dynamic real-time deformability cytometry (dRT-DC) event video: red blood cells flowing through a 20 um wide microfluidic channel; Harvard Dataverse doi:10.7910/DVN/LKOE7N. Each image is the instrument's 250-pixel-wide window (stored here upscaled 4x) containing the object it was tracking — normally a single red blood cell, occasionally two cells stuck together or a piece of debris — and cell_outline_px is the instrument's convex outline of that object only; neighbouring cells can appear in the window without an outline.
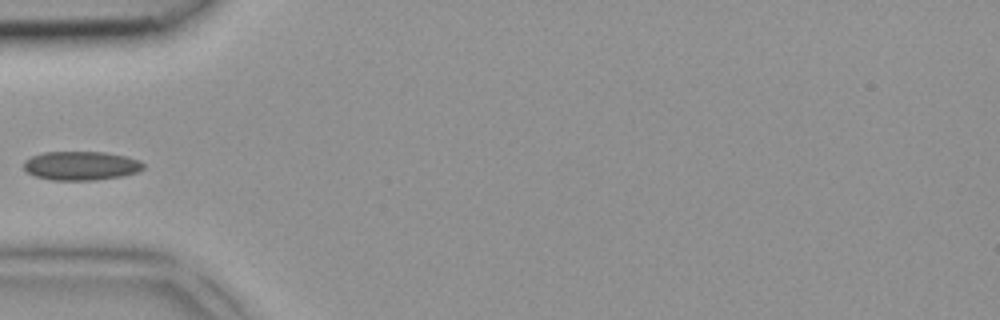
{"species": "common noctule bat (a hibernating species)", "species_latin": "Nyctalus noctula", "temperature_condition": "room temperature", "stored_images_in_passage": 4, "camera_frame_rate_fps": 3000, "um_per_image_px": 0.085, "animal": {"sex": "female", "body_mass_g": 18.4}, "frame": {"image": 1, "passage_image": 4, "time_ms": 1.0, "image_size_px": [1000, 320], "cell_outline_px": [[144, 168], [140, 172], [124, 176], [96, 180], [52, 180], [36, 176], [28, 172], [24, 168], [24, 160], [32, 156], [44, 152], [104, 152], [124, 156], [140, 160], [144, 164]], "centroid_in_image_um": [6.93, 14.09], "position_along_channel_um": 78.1, "area_um2": 20.23}}